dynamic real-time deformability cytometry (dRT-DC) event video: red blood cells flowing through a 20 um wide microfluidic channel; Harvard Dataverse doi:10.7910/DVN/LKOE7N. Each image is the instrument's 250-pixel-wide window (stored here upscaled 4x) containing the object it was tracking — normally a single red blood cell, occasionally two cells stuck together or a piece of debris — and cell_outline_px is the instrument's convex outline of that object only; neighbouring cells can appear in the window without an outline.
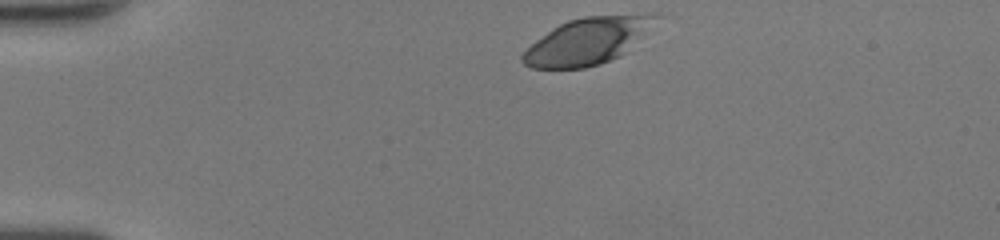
{"species": "human", "species_latin": "Homo sapiens", "temperature_condition": "room temperature", "stored_images_in_passage": 32, "camera_frame_rate_fps": 3000, "um_per_image_px": 0.085, "donor": {"sex": "female"}, "frame": {"image": 1, "passage_image": 1, "time_ms": 0.0, "image_size_px": [1000, 240], "cell_outline_px": [[660, 16], [628, 52], [620, 56], [600, 64], [584, 68], [532, 68], [524, 64], [520, 60], [520, 56], [536, 40], [552, 28], [568, 20], [584, 16]], "centroid_in_image_um": [49.86, 3.53], "position_along_channel_um": 35.1, "area_um2": 35.32}}
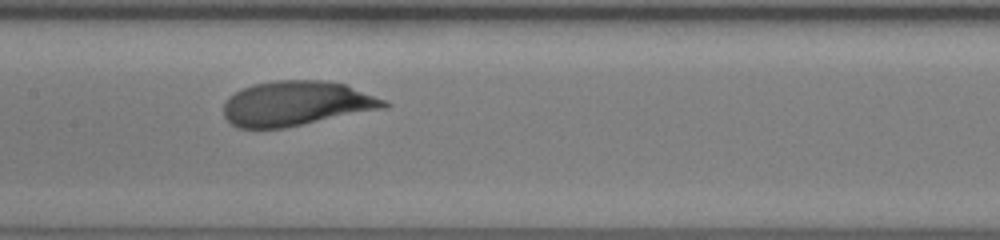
{"frame": {"image": 2, "passage_image": 16, "time_ms": 5.0, "image_size_px": [1000, 240], "cell_outline_px": [[392, 104], [388, 108], [284, 128], [236, 128], [224, 116], [224, 104], [228, 96], [252, 84], [276, 80], [324, 80], [344, 84], [388, 100]], "centroid_in_image_um": [25.24, 8.8], "position_along_channel_um": 182.2, "area_um2": 42.19}}
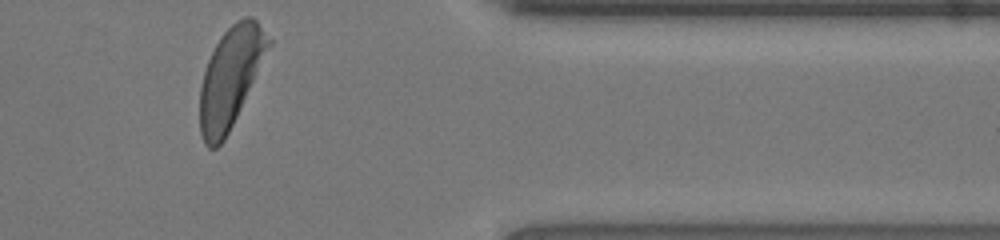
{"frame": {"image": 3, "passage_image": 32, "time_ms": 10.333, "image_size_px": [1000, 240], "cell_outline_px": [[272, 44], [224, 140], [216, 148], [208, 148], [204, 144], [200, 132], [200, 88], [204, 72], [208, 60], [220, 36], [236, 20], [244, 16], [252, 16], [256, 20], [272, 40]], "centroid_in_image_um": [19.59, 6.55], "position_along_channel_um": 391.8, "area_um2": 39.42}, "authors_computed_cell_mechanics": {"area_um2": 41.7605, "velocity_mm_per_s": 4.2361, "shape_relaxation_time_tau1_ms": 2.2791, "shape_relaxation_time_tau2_ms": null, "deformation_change_tau1": 0.1303, "deformation_change_tau2": null}}